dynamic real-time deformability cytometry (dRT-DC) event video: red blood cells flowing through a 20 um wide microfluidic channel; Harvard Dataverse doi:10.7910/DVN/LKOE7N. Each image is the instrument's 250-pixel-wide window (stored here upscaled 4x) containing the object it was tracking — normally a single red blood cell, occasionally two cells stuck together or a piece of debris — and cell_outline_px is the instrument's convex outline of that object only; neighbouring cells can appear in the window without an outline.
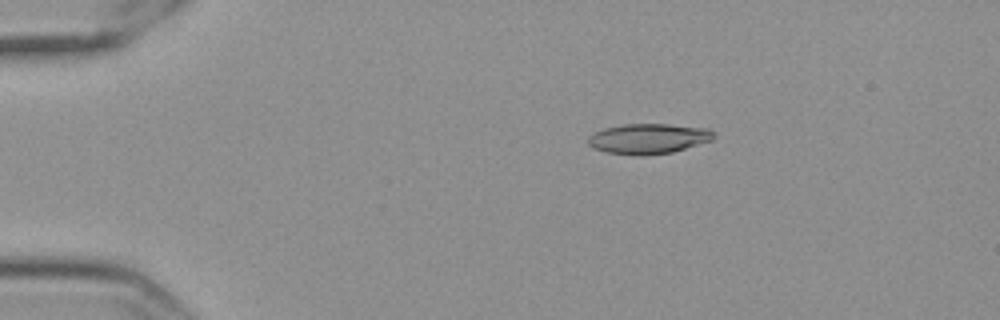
{"species": "Egyptian fruit bat (a non-hibernating species)", "species_latin": "Rousettus aegyptiacus", "temperature_condition": "cold", "stored_images_in_passage": 48, "camera_frame_rate_fps": 3000, "um_per_image_px": 0.085, "frame": {"image": 1, "passage_image": 1, "time_ms": 0.0, "image_size_px": [1000, 320], "cell_outline_px": [[716, 136], [712, 140], [672, 152], [604, 152], [588, 144], [588, 136], [604, 128], [624, 124], [668, 124], [708, 128]], "centroid_in_image_um": [55.15, 11.73], "position_along_channel_um": 29.8, "area_um2": 21.04}}
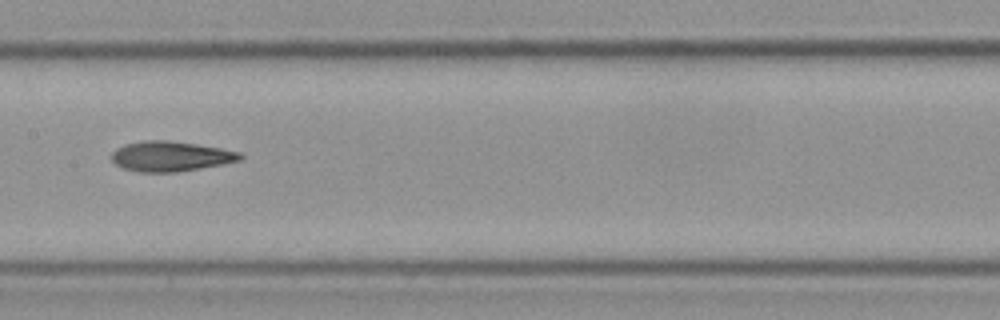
{"frame": {"image": 2, "passage_image": 20, "time_ms": 6.333, "image_size_px": [1000, 320], "cell_outline_px": [[244, 156], [240, 160], [220, 164], [176, 172], [140, 172], [124, 168], [116, 164], [112, 160], [112, 152], [116, 148], [124, 144], [144, 140], [168, 140], [196, 144], [220, 148], [240, 152]], "centroid_in_image_um": [14.47, 13.27], "position_along_channel_um": 192.9, "area_um2": 22.31}}
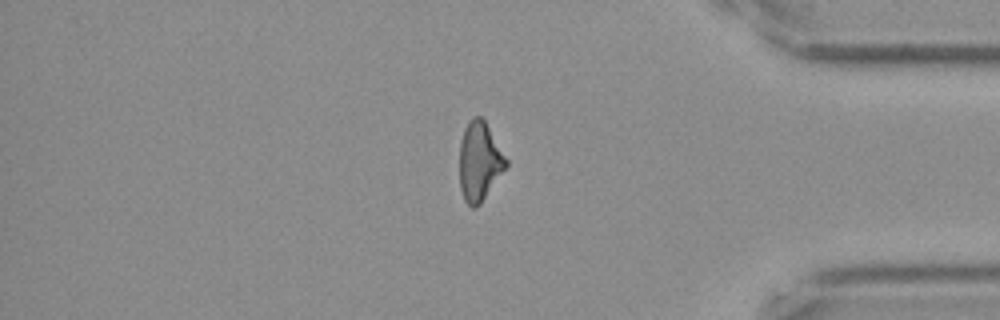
{"frame": {"image": 3, "passage_image": 39, "time_ms": 12.667, "image_size_px": [1000, 320], "cell_outline_px": [[508, 164], [480, 204], [476, 208], [472, 208], [464, 200], [460, 188], [460, 140], [464, 128], [468, 120], [472, 116], [480, 116], [484, 120], [508, 160]], "centroid_in_image_um": [40.74, 13.71], "position_along_channel_um": 394.5, "area_um2": 21.33}, "authors_computed_cell_mechanics": {"area_um2": 22.1663, "velocity_mm_per_s": 3.5421, "shape_relaxation_time_tau1_ms": 9.3077, "shape_relaxation_time_tau2_ms": 4.8643, "deformation_change_tau1": 0.1865, "deformation_change_tau2": 0.1429}}